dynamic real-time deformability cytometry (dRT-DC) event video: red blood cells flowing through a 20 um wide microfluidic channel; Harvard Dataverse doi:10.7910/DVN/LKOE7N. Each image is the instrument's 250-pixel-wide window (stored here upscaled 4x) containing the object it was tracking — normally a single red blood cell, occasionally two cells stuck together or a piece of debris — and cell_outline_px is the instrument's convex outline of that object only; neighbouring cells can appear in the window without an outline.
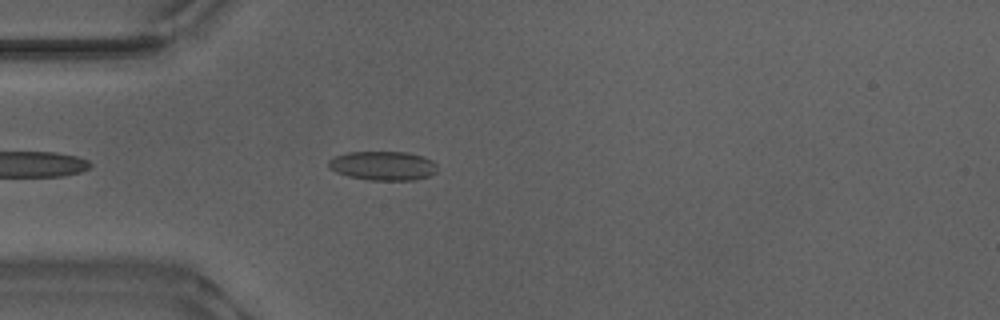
{"species": "Egyptian fruit bat (a non-hibernating species)", "species_latin": "Rousettus aegyptiacus", "temperature_condition": "warm", "stored_images_in_passage": 42, "camera_frame_rate_fps": 3000, "um_per_image_px": 0.085, "animal": {"sex": "male"}, "frame": {"image": 1, "passage_image": 4, "time_ms": 1.0, "image_size_px": [1000, 320], "cell_outline_px": [[436, 172], [428, 176], [412, 180], [368, 180], [348, 176], [336, 172], [328, 168], [328, 160], [336, 156], [348, 152], [408, 152], [424, 156], [432, 160], [436, 164]], "centroid_in_image_um": [32.55, 14.08], "position_along_channel_um": 52.5, "area_um2": 18.5}}
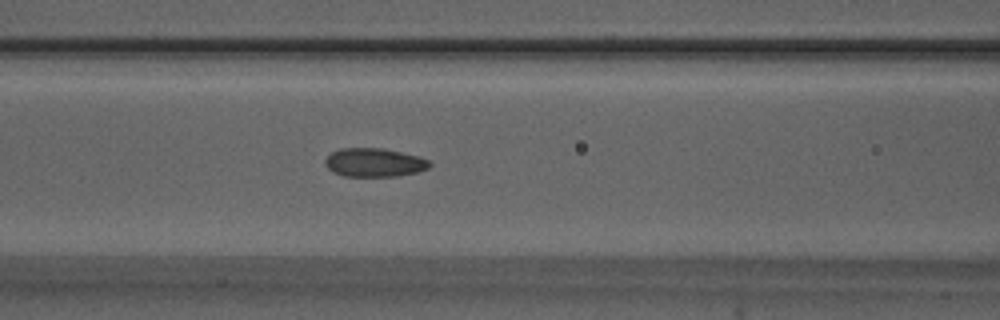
{"frame": {"image": 2, "passage_image": 11, "time_ms": 3.333, "image_size_px": [1000, 320], "cell_outline_px": [[432, 164], [428, 168], [416, 172], [396, 176], [344, 176], [332, 172], [328, 168], [324, 160], [332, 152], [340, 148], [384, 148], [416, 156], [428, 160]], "centroid_in_image_um": [31.79, 13.81], "position_along_channel_um": 134.8, "area_um2": 17.28}}
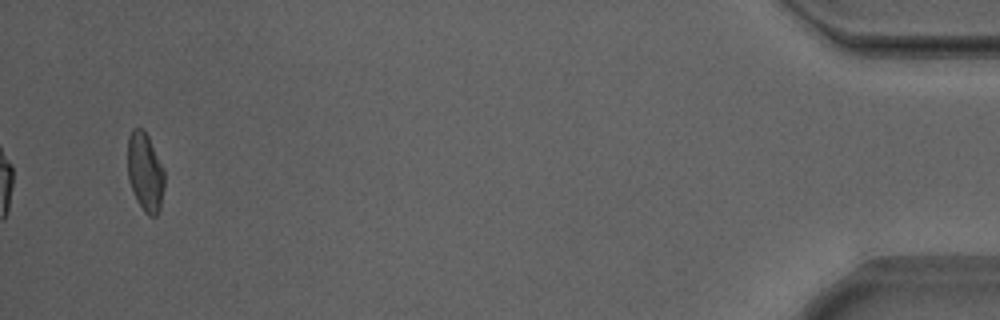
{"frame": {"image": 3, "passage_image": 40, "time_ms": 13.0, "image_size_px": [1000, 320], "cell_outline_px": [[164, 188], [160, 208], [156, 216], [148, 216], [144, 212], [136, 200], [128, 180], [128, 136], [132, 128], [144, 128], [164, 168]], "centroid_in_image_um": [12.34, 14.62], "position_along_channel_um": 422.9, "area_um2": 17.11}, "authors_computed_cell_mechanics": {"area_um2": 17.3689, "velocity_mm_per_s": 3.8754, "shape_relaxation_time_tau1_ms": 6.0757, "shape_relaxation_time_tau2_ms": 1.0882, "deformation_change_tau1": 0.1365, "deformation_change_tau2": 0.0677}}